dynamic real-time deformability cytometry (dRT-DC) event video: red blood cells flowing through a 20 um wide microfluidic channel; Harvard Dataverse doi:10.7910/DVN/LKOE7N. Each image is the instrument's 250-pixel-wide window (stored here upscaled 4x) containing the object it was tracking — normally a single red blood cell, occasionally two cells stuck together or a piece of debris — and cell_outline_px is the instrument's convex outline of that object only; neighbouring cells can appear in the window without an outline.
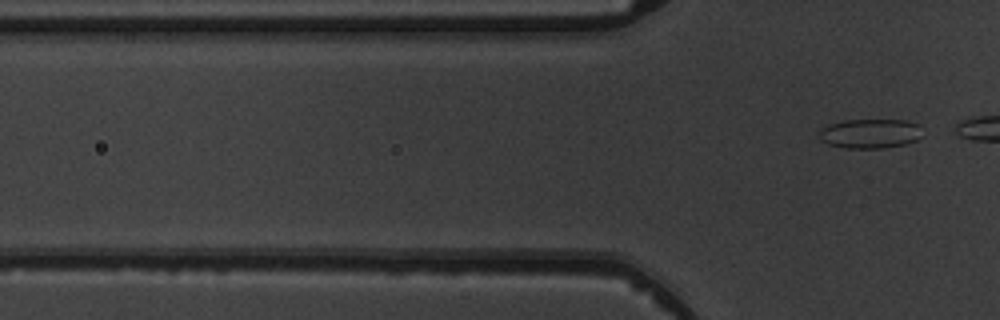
{"species": "common noctule bat (a hibernating species)", "species_latin": "Nyctalus noctula", "temperature_condition": "warm", "stored_images_in_passage": 4, "camera_frame_rate_fps": 3000, "um_per_image_px": 0.085, "animal": {"sex": "male", "body_mass_g": 19.5, "forearm_length_mm": 54.6}, "frame": {"image": 1, "passage_image": 4, "time_ms": 4.333, "image_size_px": [1000, 320], "cell_outline_px": [[924, 136], [916, 140], [904, 144], [884, 148], [844, 148], [828, 144], [820, 140], [820, 128], [828, 124], [844, 120], [908, 120], [920, 124]], "centroid_in_image_um": [74.0, 11.34], "position_along_channel_um": 51.8, "area_um2": 18.03}}